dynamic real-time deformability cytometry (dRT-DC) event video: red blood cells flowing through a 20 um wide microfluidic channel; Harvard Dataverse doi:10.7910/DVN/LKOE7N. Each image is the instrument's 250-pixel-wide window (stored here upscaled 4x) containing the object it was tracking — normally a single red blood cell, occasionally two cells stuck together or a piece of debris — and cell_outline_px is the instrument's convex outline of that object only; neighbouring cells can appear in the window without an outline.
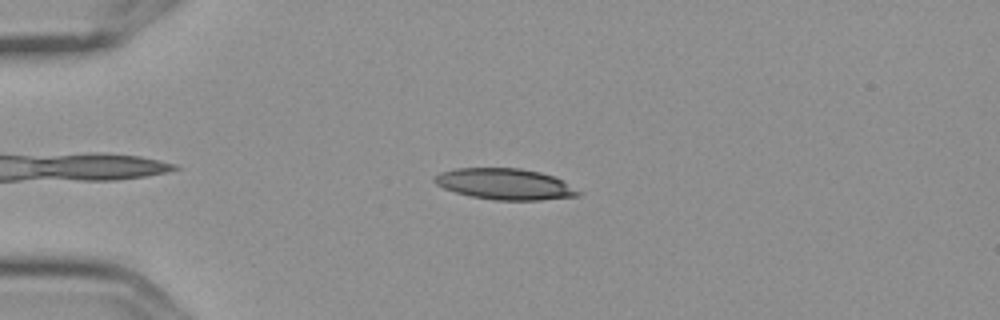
{"species": "Egyptian fruit bat (a non-hibernating species)", "species_latin": "Rousettus aegyptiacus", "temperature_condition": "cold", "stored_images_in_passage": 4, "camera_frame_rate_fps": 3000, "um_per_image_px": 0.085, "frame": {"image": 1, "passage_image": 2, "time_ms": 0.333, "image_size_px": [1000, 320], "cell_outline_px": [[584, 192], [580, 196], [540, 200], [496, 200], [468, 196], [444, 188], [436, 184], [432, 180], [440, 172], [456, 168], [520, 168], [540, 172], [552, 176]], "centroid_in_image_um": [42.93, 15.65], "position_along_channel_um": 42.1, "area_um2": 26.07}}
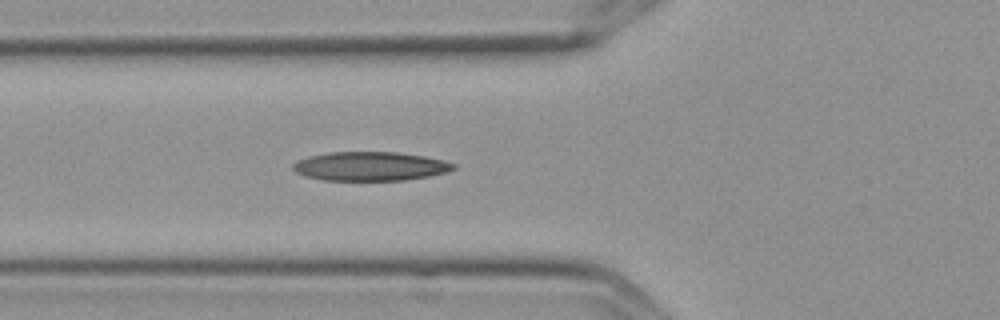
{"frame": {"image": 2, "passage_image": 4, "time_ms": 1.0, "image_size_px": [1000, 320], "cell_outline_px": [[456, 168], [444, 172], [428, 176], [404, 180], [324, 180], [308, 176], [296, 172], [292, 168], [292, 164], [296, 160], [308, 156], [328, 152], [396, 152], [424, 156], [444, 160], [456, 164]], "centroid_in_image_um": [31.45, 14.12], "position_along_channel_um": 94.4, "area_um2": 26.99}}